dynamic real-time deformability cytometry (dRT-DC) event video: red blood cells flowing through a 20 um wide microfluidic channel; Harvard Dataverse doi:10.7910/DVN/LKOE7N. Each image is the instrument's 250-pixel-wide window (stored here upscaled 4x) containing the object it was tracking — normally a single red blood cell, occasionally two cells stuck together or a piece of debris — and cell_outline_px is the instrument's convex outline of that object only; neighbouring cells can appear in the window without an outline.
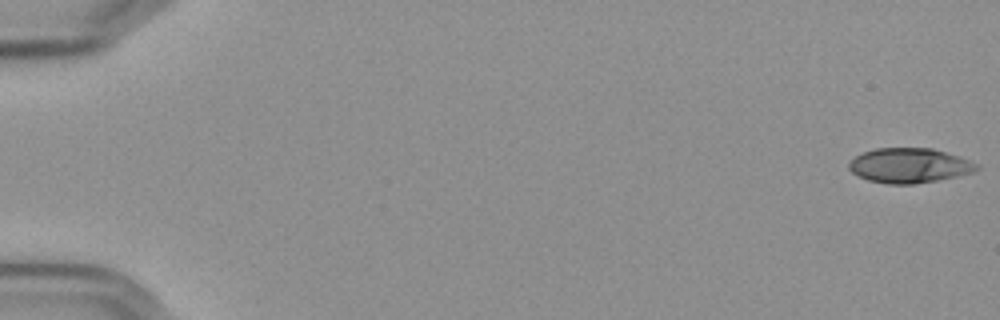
{"species": "Egyptian fruit bat (a non-hibernating species)", "species_latin": "Rousettus aegyptiacus", "temperature_condition": "cold", "stored_images_in_passage": 57, "camera_frame_rate_fps": 3000, "um_per_image_px": 0.085, "frame": {"image": 1, "passage_image": 1, "time_ms": 0.0, "image_size_px": [1000, 320], "cell_outline_px": [[980, 168], [972, 172], [956, 176], [936, 180], [912, 184], [888, 184], [868, 180], [856, 176], [848, 168], [848, 164], [856, 156], [864, 152], [876, 148], [932, 148], [960, 156], [980, 164]], "centroid_in_image_um": [77.3, 14.06], "position_along_channel_um": 7.7, "area_um2": 25.89}}
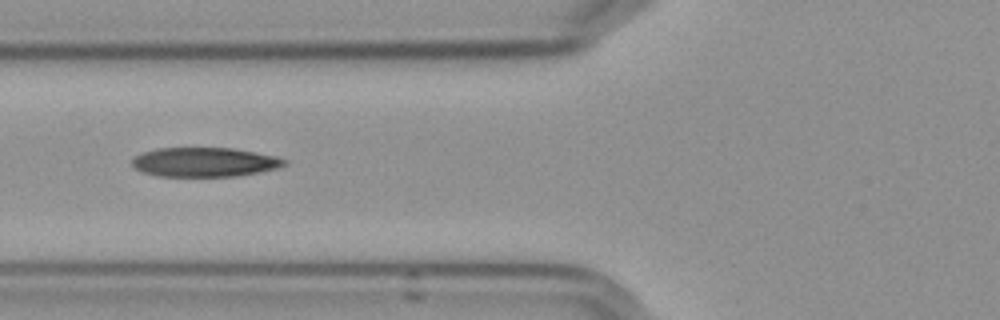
{"frame": {"image": 2, "passage_image": 23, "time_ms": 7.333, "image_size_px": [1000, 320], "cell_outline_px": [[288, 160], [284, 164], [276, 168], [236, 176], [160, 176], [144, 172], [136, 168], [132, 164], [132, 160], [136, 156], [144, 152], [156, 148], [232, 148], [276, 156]], "centroid_in_image_um": [17.38, 13.77], "position_along_channel_um": 108.4, "area_um2": 25.61}}
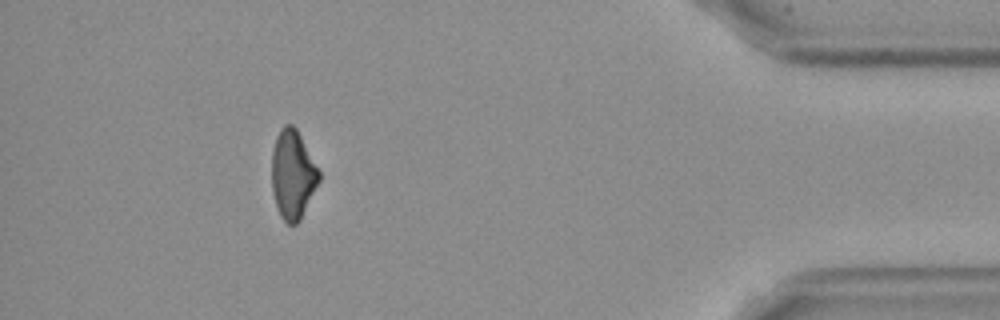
{"frame": {"image": 3, "passage_image": 52, "time_ms": 17.0, "image_size_px": [1000, 320], "cell_outline_px": [[320, 180], [300, 220], [296, 224], [288, 224], [280, 216], [276, 208], [272, 192], [272, 152], [276, 136], [280, 128], [284, 124], [292, 124], [296, 128], [320, 172]], "centroid_in_image_um": [24.87, 14.84], "position_along_channel_um": 410.3, "area_um2": 24.45}, "authors_computed_cell_mechanics": {"area_um2": 26.299, "velocity_mm_per_s": 3.6116, "shape_relaxation_time_tau1_ms": 6.161, "shape_relaxation_time_tau2_ms": 9.4115, "deformation_change_tau1": 0.1703, "deformation_change_tau2": 0.2086}}